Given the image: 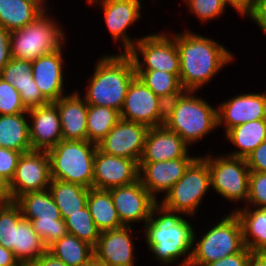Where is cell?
Listing matches in <instances>:
<instances>
[{
    "label": "cell",
    "mask_w": 266,
    "mask_h": 266,
    "mask_svg": "<svg viewBox=\"0 0 266 266\" xmlns=\"http://www.w3.org/2000/svg\"><path fill=\"white\" fill-rule=\"evenodd\" d=\"M28 266H67L60 259L54 257L50 252L46 251L39 256L36 261L32 262Z\"/></svg>",
    "instance_id": "cell-47"
},
{
    "label": "cell",
    "mask_w": 266,
    "mask_h": 266,
    "mask_svg": "<svg viewBox=\"0 0 266 266\" xmlns=\"http://www.w3.org/2000/svg\"><path fill=\"white\" fill-rule=\"evenodd\" d=\"M157 216V217H156ZM194 226L180 212L165 209L159 202L144 224L145 240L156 261L161 265L189 266L193 249Z\"/></svg>",
    "instance_id": "cell-2"
},
{
    "label": "cell",
    "mask_w": 266,
    "mask_h": 266,
    "mask_svg": "<svg viewBox=\"0 0 266 266\" xmlns=\"http://www.w3.org/2000/svg\"><path fill=\"white\" fill-rule=\"evenodd\" d=\"M79 90L53 103L60 117L63 140H87L88 104Z\"/></svg>",
    "instance_id": "cell-25"
},
{
    "label": "cell",
    "mask_w": 266,
    "mask_h": 266,
    "mask_svg": "<svg viewBox=\"0 0 266 266\" xmlns=\"http://www.w3.org/2000/svg\"><path fill=\"white\" fill-rule=\"evenodd\" d=\"M30 144L32 150L48 151L63 140L57 106L50 102L28 111Z\"/></svg>",
    "instance_id": "cell-21"
},
{
    "label": "cell",
    "mask_w": 266,
    "mask_h": 266,
    "mask_svg": "<svg viewBox=\"0 0 266 266\" xmlns=\"http://www.w3.org/2000/svg\"><path fill=\"white\" fill-rule=\"evenodd\" d=\"M96 63L82 97L87 104L113 108L120 113L129 85L136 77L132 57L128 53L107 54Z\"/></svg>",
    "instance_id": "cell-3"
},
{
    "label": "cell",
    "mask_w": 266,
    "mask_h": 266,
    "mask_svg": "<svg viewBox=\"0 0 266 266\" xmlns=\"http://www.w3.org/2000/svg\"><path fill=\"white\" fill-rule=\"evenodd\" d=\"M257 1L258 0H223L226 7L230 5L242 18L244 15L248 18Z\"/></svg>",
    "instance_id": "cell-46"
},
{
    "label": "cell",
    "mask_w": 266,
    "mask_h": 266,
    "mask_svg": "<svg viewBox=\"0 0 266 266\" xmlns=\"http://www.w3.org/2000/svg\"><path fill=\"white\" fill-rule=\"evenodd\" d=\"M190 147L177 133L164 125L149 128L139 162H162L178 158H197L189 154Z\"/></svg>",
    "instance_id": "cell-22"
},
{
    "label": "cell",
    "mask_w": 266,
    "mask_h": 266,
    "mask_svg": "<svg viewBox=\"0 0 266 266\" xmlns=\"http://www.w3.org/2000/svg\"><path fill=\"white\" fill-rule=\"evenodd\" d=\"M196 91L184 90L166 103L164 126L177 133L189 146L218 128L217 109ZM191 144V145H190Z\"/></svg>",
    "instance_id": "cell-4"
},
{
    "label": "cell",
    "mask_w": 266,
    "mask_h": 266,
    "mask_svg": "<svg viewBox=\"0 0 266 266\" xmlns=\"http://www.w3.org/2000/svg\"><path fill=\"white\" fill-rule=\"evenodd\" d=\"M132 226L103 231L93 248L94 256L107 266H134ZM135 259V260H134Z\"/></svg>",
    "instance_id": "cell-20"
},
{
    "label": "cell",
    "mask_w": 266,
    "mask_h": 266,
    "mask_svg": "<svg viewBox=\"0 0 266 266\" xmlns=\"http://www.w3.org/2000/svg\"><path fill=\"white\" fill-rule=\"evenodd\" d=\"M87 206L100 232L122 228L109 190L90 188Z\"/></svg>",
    "instance_id": "cell-30"
},
{
    "label": "cell",
    "mask_w": 266,
    "mask_h": 266,
    "mask_svg": "<svg viewBox=\"0 0 266 266\" xmlns=\"http://www.w3.org/2000/svg\"><path fill=\"white\" fill-rule=\"evenodd\" d=\"M63 48L40 56L32 62L33 79L42 95L49 101H57L64 94Z\"/></svg>",
    "instance_id": "cell-23"
},
{
    "label": "cell",
    "mask_w": 266,
    "mask_h": 266,
    "mask_svg": "<svg viewBox=\"0 0 266 266\" xmlns=\"http://www.w3.org/2000/svg\"><path fill=\"white\" fill-rule=\"evenodd\" d=\"M248 17L266 34V0H258Z\"/></svg>",
    "instance_id": "cell-45"
},
{
    "label": "cell",
    "mask_w": 266,
    "mask_h": 266,
    "mask_svg": "<svg viewBox=\"0 0 266 266\" xmlns=\"http://www.w3.org/2000/svg\"><path fill=\"white\" fill-rule=\"evenodd\" d=\"M102 6L105 24L112 39L123 44L119 46L120 53H128L138 39L128 36L127 29L141 18V0H106L98 3ZM122 50V51H121Z\"/></svg>",
    "instance_id": "cell-17"
},
{
    "label": "cell",
    "mask_w": 266,
    "mask_h": 266,
    "mask_svg": "<svg viewBox=\"0 0 266 266\" xmlns=\"http://www.w3.org/2000/svg\"><path fill=\"white\" fill-rule=\"evenodd\" d=\"M48 189L63 220L87 206L89 189L82 185L51 179Z\"/></svg>",
    "instance_id": "cell-31"
},
{
    "label": "cell",
    "mask_w": 266,
    "mask_h": 266,
    "mask_svg": "<svg viewBox=\"0 0 266 266\" xmlns=\"http://www.w3.org/2000/svg\"><path fill=\"white\" fill-rule=\"evenodd\" d=\"M250 171L266 172V139L246 157Z\"/></svg>",
    "instance_id": "cell-42"
},
{
    "label": "cell",
    "mask_w": 266,
    "mask_h": 266,
    "mask_svg": "<svg viewBox=\"0 0 266 266\" xmlns=\"http://www.w3.org/2000/svg\"><path fill=\"white\" fill-rule=\"evenodd\" d=\"M49 9L24 28L11 31V58L33 62L66 44L65 33L56 19L47 13Z\"/></svg>",
    "instance_id": "cell-6"
},
{
    "label": "cell",
    "mask_w": 266,
    "mask_h": 266,
    "mask_svg": "<svg viewBox=\"0 0 266 266\" xmlns=\"http://www.w3.org/2000/svg\"><path fill=\"white\" fill-rule=\"evenodd\" d=\"M128 54L132 57L135 70H160L179 78L180 59L175 33L170 35L165 31L138 38Z\"/></svg>",
    "instance_id": "cell-11"
},
{
    "label": "cell",
    "mask_w": 266,
    "mask_h": 266,
    "mask_svg": "<svg viewBox=\"0 0 266 266\" xmlns=\"http://www.w3.org/2000/svg\"><path fill=\"white\" fill-rule=\"evenodd\" d=\"M14 202L20 207L22 217L31 221L47 247L68 234L65 220L49 189L26 193Z\"/></svg>",
    "instance_id": "cell-9"
},
{
    "label": "cell",
    "mask_w": 266,
    "mask_h": 266,
    "mask_svg": "<svg viewBox=\"0 0 266 266\" xmlns=\"http://www.w3.org/2000/svg\"><path fill=\"white\" fill-rule=\"evenodd\" d=\"M251 205L266 208V172L250 171L248 200L244 207Z\"/></svg>",
    "instance_id": "cell-40"
},
{
    "label": "cell",
    "mask_w": 266,
    "mask_h": 266,
    "mask_svg": "<svg viewBox=\"0 0 266 266\" xmlns=\"http://www.w3.org/2000/svg\"><path fill=\"white\" fill-rule=\"evenodd\" d=\"M86 1L88 2L89 5L92 4L97 6L98 3L104 2L106 0H86Z\"/></svg>",
    "instance_id": "cell-52"
},
{
    "label": "cell",
    "mask_w": 266,
    "mask_h": 266,
    "mask_svg": "<svg viewBox=\"0 0 266 266\" xmlns=\"http://www.w3.org/2000/svg\"><path fill=\"white\" fill-rule=\"evenodd\" d=\"M139 180V163L102 152L97 148L94 157L92 188L109 190Z\"/></svg>",
    "instance_id": "cell-16"
},
{
    "label": "cell",
    "mask_w": 266,
    "mask_h": 266,
    "mask_svg": "<svg viewBox=\"0 0 266 266\" xmlns=\"http://www.w3.org/2000/svg\"><path fill=\"white\" fill-rule=\"evenodd\" d=\"M211 188L226 200L247 203L250 170L246 158L207 155Z\"/></svg>",
    "instance_id": "cell-10"
},
{
    "label": "cell",
    "mask_w": 266,
    "mask_h": 266,
    "mask_svg": "<svg viewBox=\"0 0 266 266\" xmlns=\"http://www.w3.org/2000/svg\"><path fill=\"white\" fill-rule=\"evenodd\" d=\"M83 266H107L102 261L98 260L94 255L91 257V259L84 264Z\"/></svg>",
    "instance_id": "cell-51"
},
{
    "label": "cell",
    "mask_w": 266,
    "mask_h": 266,
    "mask_svg": "<svg viewBox=\"0 0 266 266\" xmlns=\"http://www.w3.org/2000/svg\"><path fill=\"white\" fill-rule=\"evenodd\" d=\"M47 251L67 266H83L94 255L91 245L70 234L54 241Z\"/></svg>",
    "instance_id": "cell-33"
},
{
    "label": "cell",
    "mask_w": 266,
    "mask_h": 266,
    "mask_svg": "<svg viewBox=\"0 0 266 266\" xmlns=\"http://www.w3.org/2000/svg\"><path fill=\"white\" fill-rule=\"evenodd\" d=\"M22 152L0 147V174L10 183Z\"/></svg>",
    "instance_id": "cell-41"
},
{
    "label": "cell",
    "mask_w": 266,
    "mask_h": 266,
    "mask_svg": "<svg viewBox=\"0 0 266 266\" xmlns=\"http://www.w3.org/2000/svg\"><path fill=\"white\" fill-rule=\"evenodd\" d=\"M28 112L0 115V147L26 153L32 151Z\"/></svg>",
    "instance_id": "cell-28"
},
{
    "label": "cell",
    "mask_w": 266,
    "mask_h": 266,
    "mask_svg": "<svg viewBox=\"0 0 266 266\" xmlns=\"http://www.w3.org/2000/svg\"><path fill=\"white\" fill-rule=\"evenodd\" d=\"M252 209L238 207L231 212L240 220L244 246L251 252H266V208Z\"/></svg>",
    "instance_id": "cell-27"
},
{
    "label": "cell",
    "mask_w": 266,
    "mask_h": 266,
    "mask_svg": "<svg viewBox=\"0 0 266 266\" xmlns=\"http://www.w3.org/2000/svg\"><path fill=\"white\" fill-rule=\"evenodd\" d=\"M225 138L238 148L227 155L246 158L266 139V119L237 125L225 133Z\"/></svg>",
    "instance_id": "cell-29"
},
{
    "label": "cell",
    "mask_w": 266,
    "mask_h": 266,
    "mask_svg": "<svg viewBox=\"0 0 266 266\" xmlns=\"http://www.w3.org/2000/svg\"><path fill=\"white\" fill-rule=\"evenodd\" d=\"M209 190H211V183L207 155L206 157L197 156L179 181L164 194L159 204L167 210L194 218Z\"/></svg>",
    "instance_id": "cell-8"
},
{
    "label": "cell",
    "mask_w": 266,
    "mask_h": 266,
    "mask_svg": "<svg viewBox=\"0 0 266 266\" xmlns=\"http://www.w3.org/2000/svg\"><path fill=\"white\" fill-rule=\"evenodd\" d=\"M47 251L31 221L22 219L15 228V258L22 266H28Z\"/></svg>",
    "instance_id": "cell-32"
},
{
    "label": "cell",
    "mask_w": 266,
    "mask_h": 266,
    "mask_svg": "<svg viewBox=\"0 0 266 266\" xmlns=\"http://www.w3.org/2000/svg\"><path fill=\"white\" fill-rule=\"evenodd\" d=\"M194 230L193 249L189 266H204L240 252L245 246L242 226L234 212L221 217L213 227L197 241Z\"/></svg>",
    "instance_id": "cell-7"
},
{
    "label": "cell",
    "mask_w": 266,
    "mask_h": 266,
    "mask_svg": "<svg viewBox=\"0 0 266 266\" xmlns=\"http://www.w3.org/2000/svg\"><path fill=\"white\" fill-rule=\"evenodd\" d=\"M188 10L199 18L200 22H210L212 19L221 17L225 13L226 6L223 0H184Z\"/></svg>",
    "instance_id": "cell-38"
},
{
    "label": "cell",
    "mask_w": 266,
    "mask_h": 266,
    "mask_svg": "<svg viewBox=\"0 0 266 266\" xmlns=\"http://www.w3.org/2000/svg\"><path fill=\"white\" fill-rule=\"evenodd\" d=\"M47 0H0V27L13 31L33 22L47 8Z\"/></svg>",
    "instance_id": "cell-26"
},
{
    "label": "cell",
    "mask_w": 266,
    "mask_h": 266,
    "mask_svg": "<svg viewBox=\"0 0 266 266\" xmlns=\"http://www.w3.org/2000/svg\"><path fill=\"white\" fill-rule=\"evenodd\" d=\"M65 223L68 234L87 242L93 248L96 246L101 232L93 221L88 206L75 214H69L65 219Z\"/></svg>",
    "instance_id": "cell-36"
},
{
    "label": "cell",
    "mask_w": 266,
    "mask_h": 266,
    "mask_svg": "<svg viewBox=\"0 0 266 266\" xmlns=\"http://www.w3.org/2000/svg\"><path fill=\"white\" fill-rule=\"evenodd\" d=\"M148 129L144 124L120 118L97 146L104 153L139 163Z\"/></svg>",
    "instance_id": "cell-15"
},
{
    "label": "cell",
    "mask_w": 266,
    "mask_h": 266,
    "mask_svg": "<svg viewBox=\"0 0 266 266\" xmlns=\"http://www.w3.org/2000/svg\"><path fill=\"white\" fill-rule=\"evenodd\" d=\"M175 42L180 59L179 80L184 90L199 91L235 57L216 40L188 29L175 33Z\"/></svg>",
    "instance_id": "cell-1"
},
{
    "label": "cell",
    "mask_w": 266,
    "mask_h": 266,
    "mask_svg": "<svg viewBox=\"0 0 266 266\" xmlns=\"http://www.w3.org/2000/svg\"><path fill=\"white\" fill-rule=\"evenodd\" d=\"M195 159L178 158L162 162H139V180L149 193L159 201L157 195L166 194L184 175Z\"/></svg>",
    "instance_id": "cell-19"
},
{
    "label": "cell",
    "mask_w": 266,
    "mask_h": 266,
    "mask_svg": "<svg viewBox=\"0 0 266 266\" xmlns=\"http://www.w3.org/2000/svg\"><path fill=\"white\" fill-rule=\"evenodd\" d=\"M0 77L16 88L27 110L50 103L33 79L32 62L11 58L0 72Z\"/></svg>",
    "instance_id": "cell-24"
},
{
    "label": "cell",
    "mask_w": 266,
    "mask_h": 266,
    "mask_svg": "<svg viewBox=\"0 0 266 266\" xmlns=\"http://www.w3.org/2000/svg\"><path fill=\"white\" fill-rule=\"evenodd\" d=\"M11 201L9 182L0 174V203Z\"/></svg>",
    "instance_id": "cell-49"
},
{
    "label": "cell",
    "mask_w": 266,
    "mask_h": 266,
    "mask_svg": "<svg viewBox=\"0 0 266 266\" xmlns=\"http://www.w3.org/2000/svg\"><path fill=\"white\" fill-rule=\"evenodd\" d=\"M251 252L248 248L244 247L240 252L231 256L219 259L216 262L208 263L204 266H247Z\"/></svg>",
    "instance_id": "cell-43"
},
{
    "label": "cell",
    "mask_w": 266,
    "mask_h": 266,
    "mask_svg": "<svg viewBox=\"0 0 266 266\" xmlns=\"http://www.w3.org/2000/svg\"><path fill=\"white\" fill-rule=\"evenodd\" d=\"M120 113L109 107L88 104L87 140L98 144L116 125Z\"/></svg>",
    "instance_id": "cell-35"
},
{
    "label": "cell",
    "mask_w": 266,
    "mask_h": 266,
    "mask_svg": "<svg viewBox=\"0 0 266 266\" xmlns=\"http://www.w3.org/2000/svg\"><path fill=\"white\" fill-rule=\"evenodd\" d=\"M97 148V144L88 140H61L47 151L51 178L92 188Z\"/></svg>",
    "instance_id": "cell-5"
},
{
    "label": "cell",
    "mask_w": 266,
    "mask_h": 266,
    "mask_svg": "<svg viewBox=\"0 0 266 266\" xmlns=\"http://www.w3.org/2000/svg\"><path fill=\"white\" fill-rule=\"evenodd\" d=\"M0 266H22L15 258L13 251L0 244Z\"/></svg>",
    "instance_id": "cell-48"
},
{
    "label": "cell",
    "mask_w": 266,
    "mask_h": 266,
    "mask_svg": "<svg viewBox=\"0 0 266 266\" xmlns=\"http://www.w3.org/2000/svg\"><path fill=\"white\" fill-rule=\"evenodd\" d=\"M10 35L11 31L0 27V72L11 60Z\"/></svg>",
    "instance_id": "cell-44"
},
{
    "label": "cell",
    "mask_w": 266,
    "mask_h": 266,
    "mask_svg": "<svg viewBox=\"0 0 266 266\" xmlns=\"http://www.w3.org/2000/svg\"><path fill=\"white\" fill-rule=\"evenodd\" d=\"M118 217L124 226L144 222L150 219L153 207L158 201L141 184L140 180L132 184L109 189Z\"/></svg>",
    "instance_id": "cell-14"
},
{
    "label": "cell",
    "mask_w": 266,
    "mask_h": 266,
    "mask_svg": "<svg viewBox=\"0 0 266 266\" xmlns=\"http://www.w3.org/2000/svg\"><path fill=\"white\" fill-rule=\"evenodd\" d=\"M50 158L47 151L22 153L14 177L9 183L11 201L29 192L42 191L51 183Z\"/></svg>",
    "instance_id": "cell-13"
},
{
    "label": "cell",
    "mask_w": 266,
    "mask_h": 266,
    "mask_svg": "<svg viewBox=\"0 0 266 266\" xmlns=\"http://www.w3.org/2000/svg\"><path fill=\"white\" fill-rule=\"evenodd\" d=\"M218 128L222 125L225 133L240 124L266 119V91L241 93L217 105Z\"/></svg>",
    "instance_id": "cell-18"
},
{
    "label": "cell",
    "mask_w": 266,
    "mask_h": 266,
    "mask_svg": "<svg viewBox=\"0 0 266 266\" xmlns=\"http://www.w3.org/2000/svg\"><path fill=\"white\" fill-rule=\"evenodd\" d=\"M144 84L165 103L180 95L184 89L179 78L160 70H135Z\"/></svg>",
    "instance_id": "cell-34"
},
{
    "label": "cell",
    "mask_w": 266,
    "mask_h": 266,
    "mask_svg": "<svg viewBox=\"0 0 266 266\" xmlns=\"http://www.w3.org/2000/svg\"><path fill=\"white\" fill-rule=\"evenodd\" d=\"M165 111L166 103L136 76L127 90L120 118L148 128L159 127L164 125Z\"/></svg>",
    "instance_id": "cell-12"
},
{
    "label": "cell",
    "mask_w": 266,
    "mask_h": 266,
    "mask_svg": "<svg viewBox=\"0 0 266 266\" xmlns=\"http://www.w3.org/2000/svg\"><path fill=\"white\" fill-rule=\"evenodd\" d=\"M23 219L20 207L14 202L0 203V244L15 256V228Z\"/></svg>",
    "instance_id": "cell-37"
},
{
    "label": "cell",
    "mask_w": 266,
    "mask_h": 266,
    "mask_svg": "<svg viewBox=\"0 0 266 266\" xmlns=\"http://www.w3.org/2000/svg\"><path fill=\"white\" fill-rule=\"evenodd\" d=\"M27 111L20 93L0 77V115H13Z\"/></svg>",
    "instance_id": "cell-39"
},
{
    "label": "cell",
    "mask_w": 266,
    "mask_h": 266,
    "mask_svg": "<svg viewBox=\"0 0 266 266\" xmlns=\"http://www.w3.org/2000/svg\"><path fill=\"white\" fill-rule=\"evenodd\" d=\"M247 266H266V252H253Z\"/></svg>",
    "instance_id": "cell-50"
}]
</instances>
